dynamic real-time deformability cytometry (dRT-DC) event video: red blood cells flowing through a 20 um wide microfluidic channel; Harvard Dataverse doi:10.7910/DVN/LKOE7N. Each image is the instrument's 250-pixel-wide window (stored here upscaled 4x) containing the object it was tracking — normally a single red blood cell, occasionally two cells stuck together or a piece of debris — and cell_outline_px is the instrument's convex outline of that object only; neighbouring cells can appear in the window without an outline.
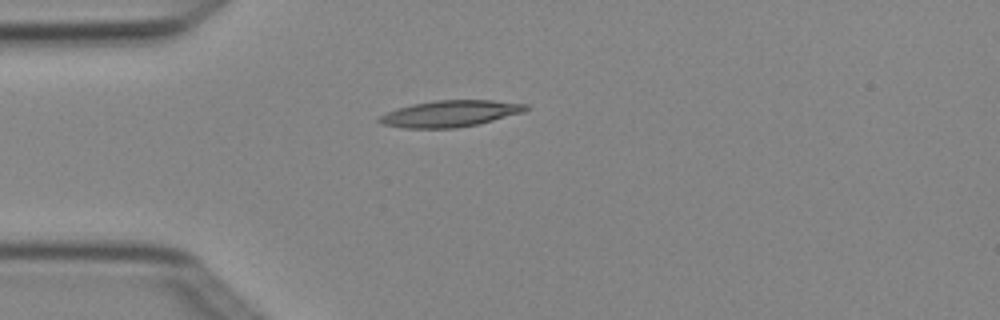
{"species": "Egyptian fruit bat (a non-hibernating species)", "species_latin": "Rousettus aegyptiacus", "temperature_condition": "cold", "stored_images_in_passage": 2, "camera_frame_rate_fps": 3000, "um_per_image_px": 0.085, "animal": {"sex": "female"}, "frame": {"image": 1, "passage_image": 1, "time_ms": 0.0, "image_size_px": [1000, 320], "cell_outline_px": [[532, 108], [524, 112], [480, 124], [456, 128], [404, 128], [380, 124], [376, 120], [380, 116], [396, 108], [412, 104], [436, 100], [492, 100], [528, 104]], "centroid_in_image_um": [38.29, 9.66], "position_along_channel_um": 46.7, "area_um2": 22.83}}